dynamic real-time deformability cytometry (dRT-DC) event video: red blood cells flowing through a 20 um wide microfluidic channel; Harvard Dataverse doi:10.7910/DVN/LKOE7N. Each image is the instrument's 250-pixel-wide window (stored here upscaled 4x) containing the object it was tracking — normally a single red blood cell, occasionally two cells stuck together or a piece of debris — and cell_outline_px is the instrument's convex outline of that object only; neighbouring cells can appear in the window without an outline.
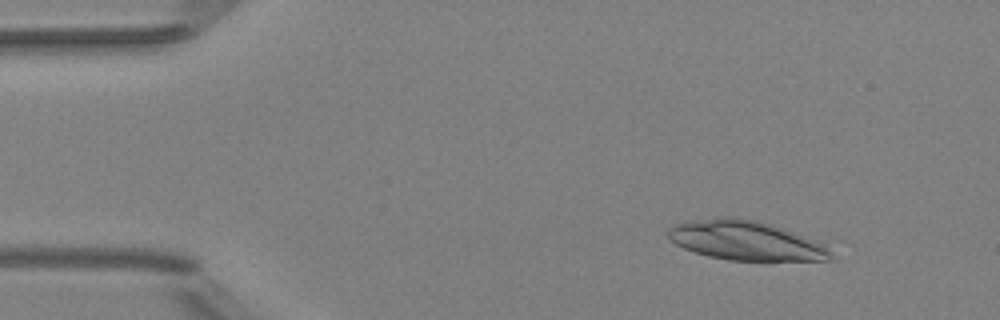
{"species": "Egyptian fruit bat (a non-hibernating species)", "species_latin": "Rousettus aegyptiacus", "temperature_condition": "room temperature", "stored_images_in_passage": 50, "camera_frame_rate_fps": 3000, "um_per_image_px": 0.085, "animal": {"sex": "female"}, "frame": {"image": 1, "passage_image": 6, "time_ms": 1.667, "image_size_px": [1000, 320], "cell_outline_px": [[832, 260], [768, 264], [728, 260], [708, 256], [684, 248], [676, 244], [668, 236], [668, 228], [672, 224], [720, 216], [736, 216], [756, 220], [772, 224], [784, 228], [824, 244], [832, 256]], "centroid_in_image_um": [63.46, 20.49], "position_along_channel_um": 21.5, "area_um2": 38.73}}